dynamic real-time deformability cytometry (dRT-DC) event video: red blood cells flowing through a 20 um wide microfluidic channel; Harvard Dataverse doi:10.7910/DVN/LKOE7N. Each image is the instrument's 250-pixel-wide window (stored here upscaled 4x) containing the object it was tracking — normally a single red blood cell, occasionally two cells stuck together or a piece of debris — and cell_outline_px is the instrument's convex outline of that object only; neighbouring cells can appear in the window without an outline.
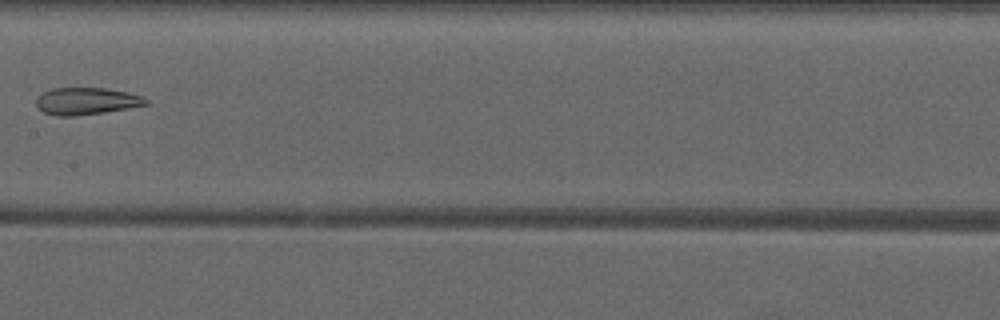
{"species": "common noctule bat (a hibernating species)", "species_latin": "Nyctalus noctula", "temperature_condition": "warm", "stored_images_in_passage": 8, "camera_frame_rate_fps": 3000, "um_per_image_px": 0.085, "animal": {"sex": "male", "forearm_length_mm": 52.5}, "frame": {"image": 1, "passage_image": 8, "time_ms": 8.0, "image_size_px": [1000, 320], "cell_outline_px": [[148, 104], [128, 108], [104, 112], [76, 116], [56, 116], [44, 112], [36, 104], [36, 96], [52, 88], [104, 88], [128, 92], [144, 96], [148, 100]], "centroid_in_image_um": [7.35, 8.59], "position_along_channel_um": 200.1, "area_um2": 17.34}}